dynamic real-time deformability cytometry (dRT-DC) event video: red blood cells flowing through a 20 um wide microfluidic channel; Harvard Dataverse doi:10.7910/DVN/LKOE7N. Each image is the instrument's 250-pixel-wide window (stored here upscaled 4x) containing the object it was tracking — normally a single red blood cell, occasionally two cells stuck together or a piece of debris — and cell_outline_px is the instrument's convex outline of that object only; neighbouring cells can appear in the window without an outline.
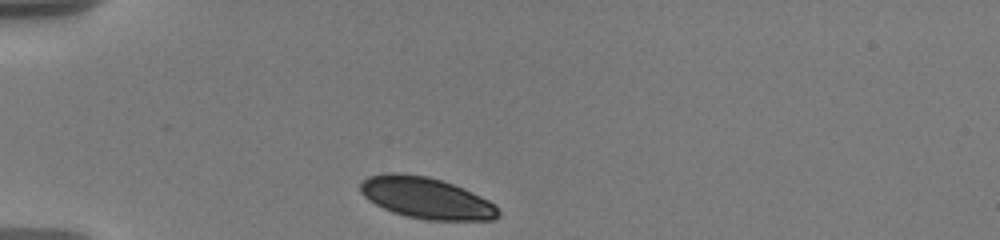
{"species": "human", "species_latin": "Homo sapiens", "temperature_condition": "warm", "stored_images_in_passage": 38, "camera_frame_rate_fps": 3000, "um_per_image_px": 0.085, "donor": {"sex": "male"}, "frame": {"image": 1, "passage_image": 1, "time_ms": 0.0, "image_size_px": [1000, 240], "cell_outline_px": [[500, 216], [496, 220], [428, 220], [404, 216], [392, 212], [368, 200], [360, 192], [360, 184], [368, 176], [388, 172], [400, 172], [428, 176], [464, 188], [496, 204], [500, 212]], "centroid_in_image_um": [36.24, 16.83], "position_along_channel_um": 48.8, "area_um2": 33.47}}
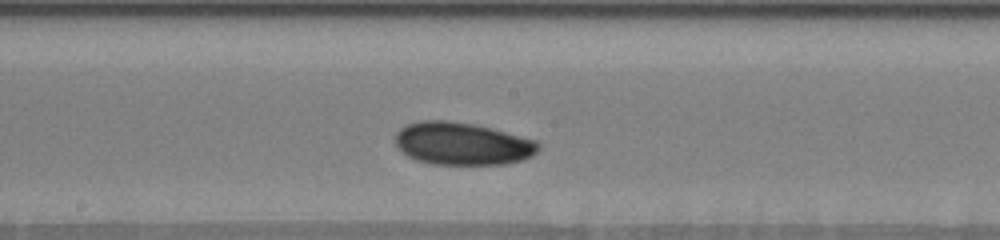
{"frame": {"image": 2, "passage_image": 17, "time_ms": 5.333, "image_size_px": [1000, 240], "cell_outline_px": [[540, 148], [532, 156], [524, 160], [504, 164], [432, 164], [416, 160], [408, 156], [396, 148], [396, 132], [400, 128], [408, 124], [420, 120], [448, 120], [472, 124], [536, 140], [540, 144]], "centroid_in_image_um": [39.27, 12.22], "position_along_channel_um": 208.9, "area_um2": 35.49}}
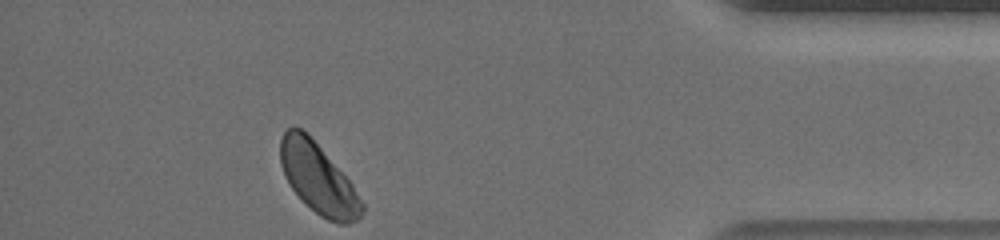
{"frame": {"image": 3, "passage_image": 37, "time_ms": 12.0, "image_size_px": [1000, 240], "cell_outline_px": [[364, 212], [356, 220], [348, 224], [340, 224], [328, 220], [320, 216], [292, 188], [284, 176], [280, 164], [280, 140], [284, 132], [292, 124], [308, 132], [352, 184], [364, 204]], "centroid_in_image_um": [27.04, 15.13], "position_along_channel_um": 408.2, "area_um2": 33.23}, "authors_computed_cell_mechanics": {"area_um2": 34.0731, "velocity_mm_per_s": 3.5294, "shape_relaxation_time_tau1_ms": 3.5927, "shape_relaxation_time_tau2_ms": null, "deformation_change_tau1": 0.064, "deformation_change_tau2": null}}